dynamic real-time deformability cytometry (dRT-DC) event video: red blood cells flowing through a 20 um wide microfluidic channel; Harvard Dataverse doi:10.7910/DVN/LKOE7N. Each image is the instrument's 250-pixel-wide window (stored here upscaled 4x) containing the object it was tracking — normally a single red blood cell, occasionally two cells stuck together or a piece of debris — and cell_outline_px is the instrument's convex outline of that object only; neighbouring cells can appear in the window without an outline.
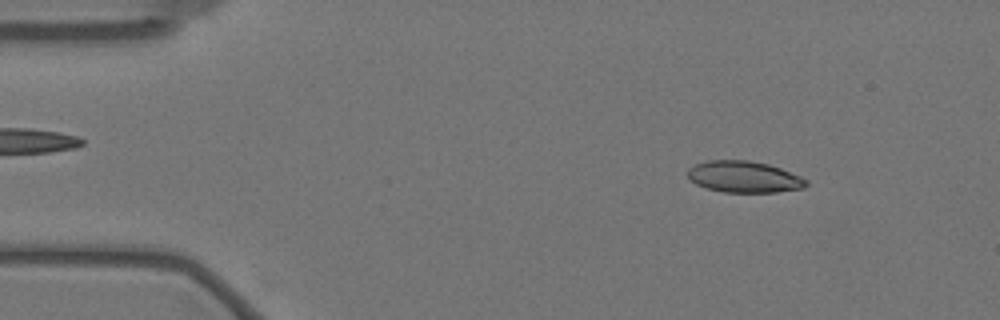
{"species": "Egyptian fruit bat (a non-hibernating species)", "species_latin": "Rousettus aegyptiacus", "temperature_condition": "warm", "stored_images_in_passage": 57, "camera_frame_rate_fps": 3000, "um_per_image_px": 0.085, "animal": {"sex": "female"}, "frame": {"image": 1, "passage_image": 7, "time_ms": 2.0, "image_size_px": [1000, 320], "cell_outline_px": [[808, 184], [804, 188], [776, 192], [724, 192], [708, 188], [696, 184], [688, 176], [688, 168], [696, 164], [708, 160], [748, 160], [768, 164], [780, 168], [800, 176], [808, 180]], "centroid_in_image_um": [63.26, 15.03], "position_along_channel_um": 21.7, "area_um2": 21.62}}
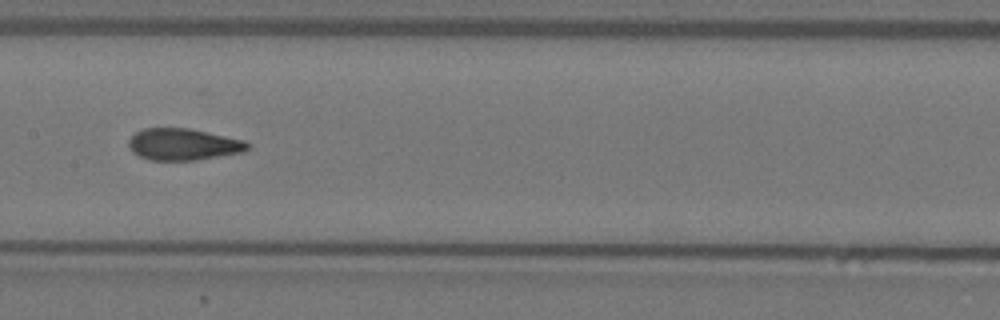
{"frame": {"image": 2, "passage_image": 28, "time_ms": 9.0, "image_size_px": [1000, 320], "cell_outline_px": [[252, 144], [244, 152], [196, 160], [148, 160], [132, 152], [128, 144], [128, 140], [136, 132], [144, 128], [188, 128], [244, 140]], "centroid_in_image_um": [15.58, 12.27], "position_along_channel_um": 191.8, "area_um2": 21.96}}
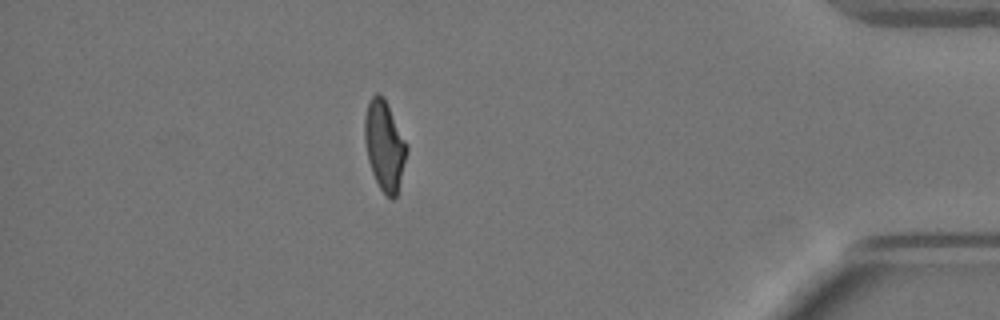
{"frame": {"image": 3, "passage_image": 50, "time_ms": 16.333, "image_size_px": [1000, 320], "cell_outline_px": [[408, 152], [396, 196], [392, 200], [380, 188], [372, 172], [368, 160], [364, 140], [364, 116], [368, 104], [372, 96], [376, 92], [380, 92], [384, 96], [408, 144]], "centroid_in_image_um": [32.69, 12.32], "position_along_channel_um": 402.5, "area_um2": 22.2}, "authors_computed_cell_mechanics": {"area_um2": 22.253, "velocity_mm_per_s": 3.5007, "shape_relaxation_time_tau1_ms": 8.0931, "shape_relaxation_time_tau2_ms": 1.6418, "deformation_change_tau1": 0.2301, "deformation_change_tau2": 0.0761}}